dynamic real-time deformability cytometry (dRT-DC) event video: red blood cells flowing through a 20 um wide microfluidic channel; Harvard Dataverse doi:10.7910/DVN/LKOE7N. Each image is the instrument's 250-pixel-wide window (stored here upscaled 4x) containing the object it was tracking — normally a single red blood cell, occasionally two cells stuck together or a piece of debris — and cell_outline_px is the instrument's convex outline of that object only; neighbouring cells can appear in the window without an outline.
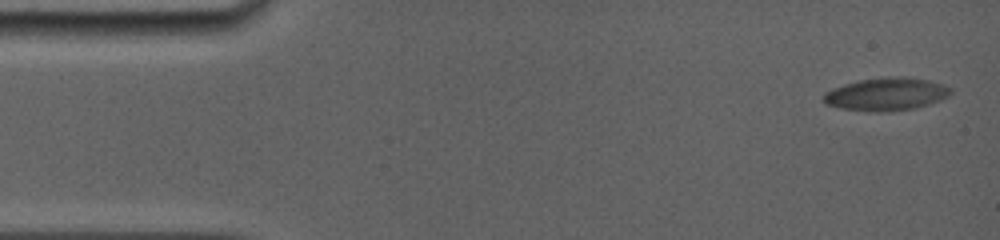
{"species": "common noctule bat (a hibernating species)", "species_latin": "Nyctalus noctula", "temperature_condition": "room temperature", "stored_images_in_passage": 5, "camera_frame_rate_fps": 5000, "um_per_image_px": 0.085, "animal": {"sex": "female", "body_mass_g": 19.0, "forearm_length_mm": 56.7}, "frame": {"image": 1, "passage_image": 1, "time_ms": 0.0, "image_size_px": [1000, 240], "cell_outline_px": [[952, 92], [948, 96], [940, 100], [916, 108], [888, 112], [876, 112], [840, 108], [824, 104], [824, 92], [832, 88], [844, 84], [860, 80], [888, 76], [904, 76], [928, 80], [944, 84], [952, 88]], "centroid_in_image_um": [75.34, 8.0], "position_along_channel_um": 9.7, "area_um2": 24.57}}
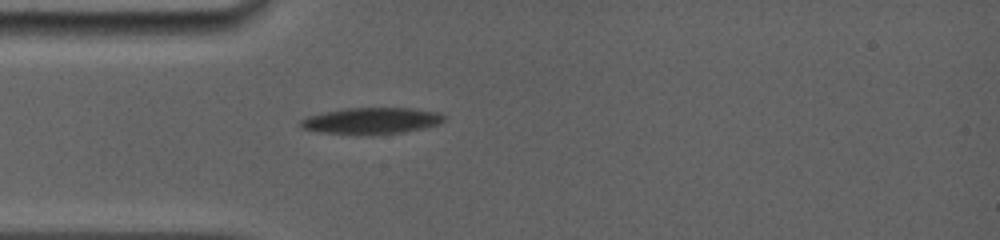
{"frame": {"image": 2, "passage_image": 5, "time_ms": 4.2, "image_size_px": [1000, 240], "cell_outline_px": [[444, 120], [440, 124], [424, 128], [404, 132], [372, 136], [368, 136], [320, 132], [300, 128], [300, 120], [308, 116], [324, 112], [344, 108], [412, 108], [440, 112], [444, 116]], "centroid_in_image_um": [31.58, 10.28], "position_along_channel_um": 53.4, "area_um2": 22.54}}